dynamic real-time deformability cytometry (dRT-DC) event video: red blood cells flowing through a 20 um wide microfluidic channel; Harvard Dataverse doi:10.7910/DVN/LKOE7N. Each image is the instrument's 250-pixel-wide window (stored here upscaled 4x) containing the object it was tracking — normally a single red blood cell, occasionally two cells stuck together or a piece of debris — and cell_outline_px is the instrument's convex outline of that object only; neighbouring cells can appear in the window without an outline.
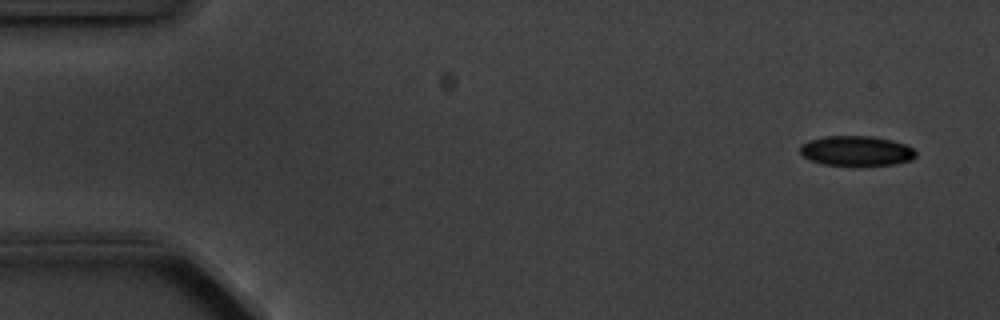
{"species": "common noctule bat (a hibernating species)", "species_latin": "Nyctalus noctula", "temperature_condition": "cold", "stored_images_in_passage": 5, "segment_of_instrument_passage": [1, 2], "camera_frame_rate_fps": 3000, "um_per_image_px": 0.085, "animal": {"sex": "male", "body_mass_g": 20.1, "forearm_length_mm": 53.5}, "frame": {"image": 1, "passage_image": 1, "time_ms": 0.0, "image_size_px": [1000, 320], "cell_outline_px": [[916, 156], [912, 160], [892, 164], [852, 168], [820, 164], [804, 156], [800, 152], [800, 144], [808, 140], [824, 136], [872, 136], [892, 140], [904, 144], [912, 148], [916, 152]], "centroid_in_image_um": [72.77, 12.86], "position_along_channel_um": 12.2, "area_um2": 20.92}}
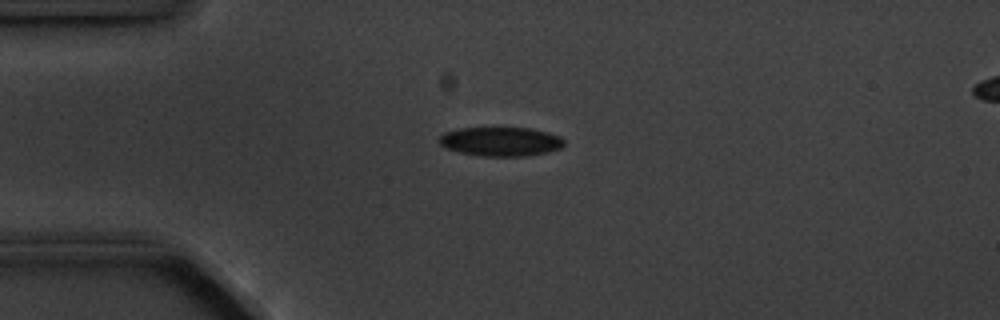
{"frame": {"image": 2, "passage_image": 4, "time_ms": 3.333, "image_size_px": [1000, 320], "cell_outline_px": [[564, 144], [560, 148], [548, 152], [524, 156], [484, 156], [460, 152], [448, 148], [440, 144], [440, 136], [444, 132], [460, 128], [532, 128], [548, 132], [560, 136], [564, 140]], "centroid_in_image_um": [42.59, 12.02], "position_along_channel_um": 42.4, "area_um2": 21.04}}